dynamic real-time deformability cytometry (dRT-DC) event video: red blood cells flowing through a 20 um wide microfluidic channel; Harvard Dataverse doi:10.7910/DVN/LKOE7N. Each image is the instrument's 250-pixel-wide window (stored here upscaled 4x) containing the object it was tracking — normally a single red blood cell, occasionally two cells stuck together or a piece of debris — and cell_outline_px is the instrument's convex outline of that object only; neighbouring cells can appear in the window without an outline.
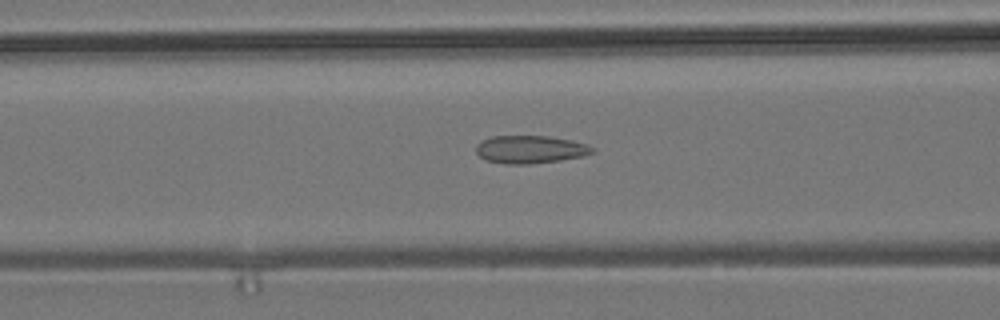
{"species": "common noctule bat (a hibernating species)", "species_latin": "Nyctalus noctula", "temperature_condition": "room temperature", "stored_images_in_passage": 32, "camera_frame_rate_fps": 3000, "um_per_image_px": 0.085, "animal": {"sex": "male", "body_mass_g": 19.2, "forearm_length_mm": 51.8}, "frame": {"image": 1, "passage_image": 11, "time_ms": 3.333, "image_size_px": [1000, 320], "cell_outline_px": [[596, 152], [584, 156], [560, 160], [528, 164], [504, 164], [484, 160], [476, 152], [476, 144], [492, 136], [548, 136], [572, 140], [588, 144], [596, 148]], "centroid_in_image_um": [45.11, 12.7], "position_along_channel_um": 121.5, "area_um2": 19.07}}
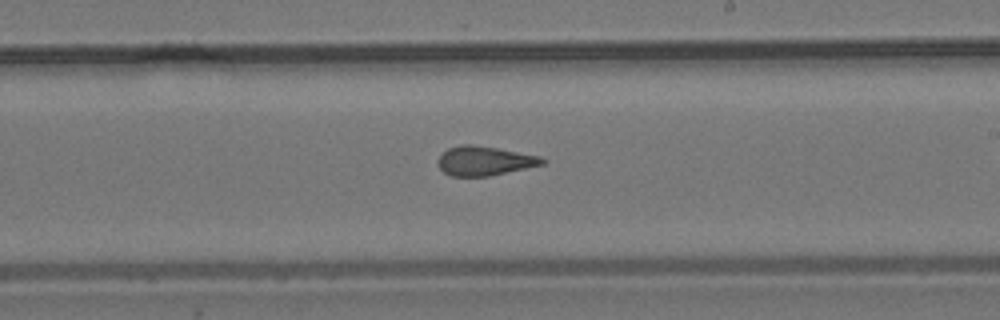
{"frame": {"image": 2, "passage_image": 21, "time_ms": 6.667, "image_size_px": [1000, 320], "cell_outline_px": [[548, 160], [544, 164], [488, 176], [452, 176], [444, 172], [440, 168], [436, 160], [448, 148], [460, 144], [472, 144], [496, 148], [540, 156]], "centroid_in_image_um": [41.17, 13.66], "position_along_channel_um": 247.8, "area_um2": 17.69}}
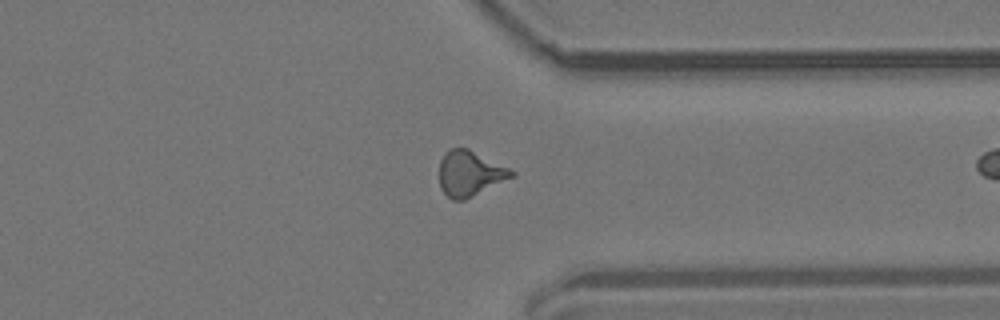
{"frame": {"image": 3, "passage_image": 31, "time_ms": 10.0, "image_size_px": [1000, 320], "cell_outline_px": [[516, 176], [464, 200], [452, 200], [440, 188], [440, 160], [444, 152], [448, 148], [468, 148], [516, 172]], "centroid_in_image_um": [39.93, 14.74], "position_along_channel_um": 371.5, "area_um2": 19.07}}